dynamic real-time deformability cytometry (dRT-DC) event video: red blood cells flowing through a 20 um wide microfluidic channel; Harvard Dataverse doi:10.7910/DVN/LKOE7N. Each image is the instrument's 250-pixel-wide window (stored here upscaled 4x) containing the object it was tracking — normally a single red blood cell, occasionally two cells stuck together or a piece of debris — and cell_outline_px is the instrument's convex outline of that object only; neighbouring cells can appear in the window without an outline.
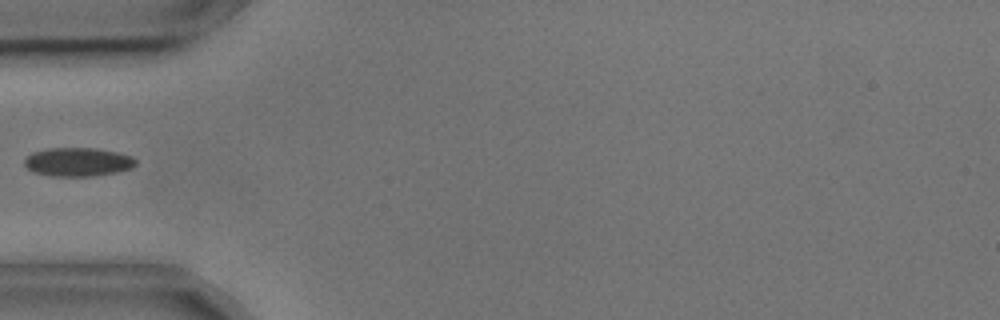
{"species": "common noctule bat (a hibernating species)", "species_latin": "Nyctalus noctula", "temperature_condition": "cold", "stored_images_in_passage": 3, "camera_frame_rate_fps": 3000, "um_per_image_px": 0.085, "animal": {"sex": "male", "body_mass_g": 17.9, "forearm_length_mm": 54.2}, "frame": {"image": 1, "passage_image": 2, "time_ms": 0.333, "image_size_px": [1000, 320], "cell_outline_px": [[136, 164], [132, 168], [116, 172], [92, 176], [52, 176], [32, 172], [24, 164], [24, 160], [32, 152], [48, 148], [96, 148], [116, 152], [132, 156], [136, 160]], "centroid_in_image_um": [6.61, 13.76], "position_along_channel_um": 78.4, "area_um2": 18.61}}